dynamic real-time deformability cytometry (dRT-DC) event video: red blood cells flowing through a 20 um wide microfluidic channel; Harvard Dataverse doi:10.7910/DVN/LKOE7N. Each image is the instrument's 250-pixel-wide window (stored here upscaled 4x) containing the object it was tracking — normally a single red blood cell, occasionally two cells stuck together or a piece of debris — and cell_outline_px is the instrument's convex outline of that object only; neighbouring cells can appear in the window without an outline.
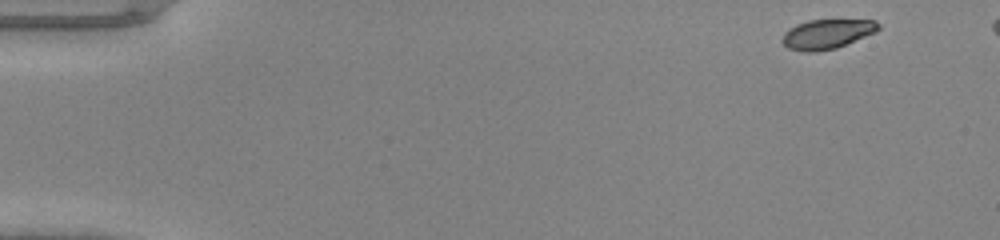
{"species": "common noctule bat (a hibernating species)", "species_latin": "Nyctalus noctula", "temperature_condition": "warm", "stored_images_in_passage": 43, "camera_frame_rate_fps": 3000, "um_per_image_px": 0.085, "animal": {"sex": "male", "body_mass_g": 20.0, "forearm_length_mm": 53.3}, "frame": {"image": 1, "passage_image": 1, "time_ms": 0.0, "image_size_px": [1000, 240], "cell_outline_px": [[880, 28], [876, 32], [836, 48], [816, 52], [804, 52], [788, 48], [780, 40], [784, 32], [788, 28], [796, 24], [808, 20], [876, 20], [880, 24]], "centroid_in_image_um": [70.27, 2.89], "position_along_channel_um": 14.7, "area_um2": 16.7}}
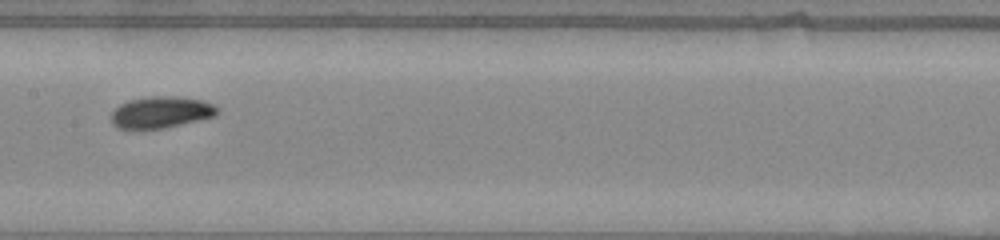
{"frame": {"image": 2, "passage_image": 23, "time_ms": 7.333, "image_size_px": [1000, 240], "cell_outline_px": [[220, 112], [216, 116], [164, 128], [120, 128], [112, 124], [112, 112], [120, 104], [128, 100], [148, 96], [176, 96], [204, 100], [220, 108]], "centroid_in_image_um": [13.74, 9.52], "position_along_channel_um": 193.7, "area_um2": 19.54}}
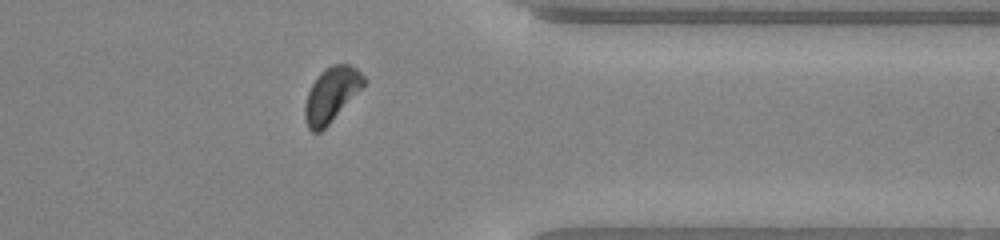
{"frame": {"image": 3, "passage_image": 37, "time_ms": 12.0, "image_size_px": [1000, 240], "cell_outline_px": [[364, 84], [332, 120], [320, 132], [312, 132], [308, 128], [304, 116], [304, 104], [308, 92], [312, 84], [320, 72], [324, 68], [332, 64], [348, 64], [356, 68], [364, 76]], "centroid_in_image_um": [28.12, 8.03], "position_along_channel_um": 383.3, "area_um2": 18.32}}